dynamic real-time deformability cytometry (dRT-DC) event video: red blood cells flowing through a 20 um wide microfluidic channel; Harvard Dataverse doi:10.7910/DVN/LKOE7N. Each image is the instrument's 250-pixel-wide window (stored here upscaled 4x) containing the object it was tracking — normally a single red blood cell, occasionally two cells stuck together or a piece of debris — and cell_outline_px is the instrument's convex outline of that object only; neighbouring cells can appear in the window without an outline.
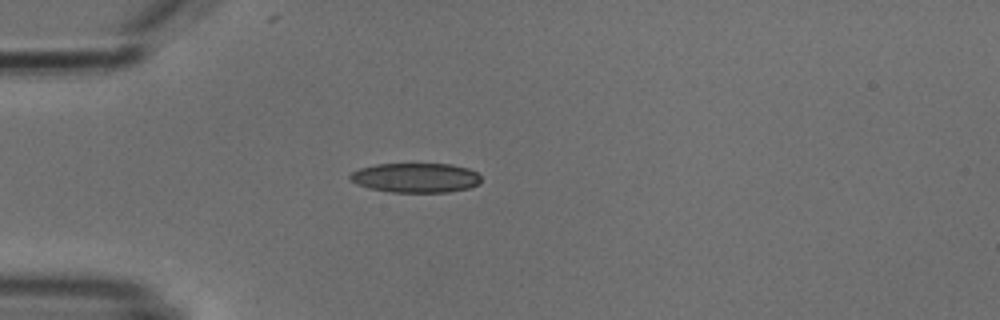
{"species": "common noctule bat (a hibernating species)", "species_latin": "Nyctalus noctula", "temperature_condition": "cold", "stored_images_in_passage": 1, "camera_frame_rate_fps": 3000, "um_per_image_px": 0.085, "animal": {"sex": "male", "body_mass_g": 18.8}, "frame": {"image": 1, "passage_image": 1, "time_ms": 0.0, "image_size_px": [1000, 320], "cell_outline_px": [[480, 184], [468, 188], [448, 192], [392, 192], [368, 188], [356, 184], [348, 176], [352, 172], [360, 168], [376, 164], [452, 164], [468, 168], [476, 172], [480, 176]], "centroid_in_image_um": [35.34, 15.11], "position_along_channel_um": 49.7, "area_um2": 22.6}}